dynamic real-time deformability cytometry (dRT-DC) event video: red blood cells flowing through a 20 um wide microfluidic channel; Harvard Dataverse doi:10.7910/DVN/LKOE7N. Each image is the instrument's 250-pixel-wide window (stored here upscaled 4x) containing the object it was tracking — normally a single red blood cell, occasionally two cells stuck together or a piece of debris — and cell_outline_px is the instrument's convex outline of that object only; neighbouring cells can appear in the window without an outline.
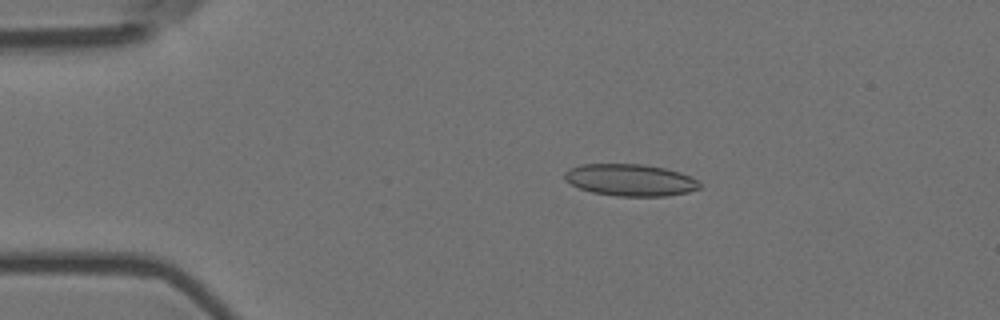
{"species": "Egyptian fruit bat (a non-hibernating species)", "species_latin": "Rousettus aegyptiacus", "temperature_condition": "room temperature", "stored_images_in_passage": 6, "camera_frame_rate_fps": 3000, "um_per_image_px": 0.085, "animal": {"sex": "female"}, "frame": {"image": 1, "passage_image": 2, "time_ms": 0.333, "image_size_px": [1000, 320], "cell_outline_px": [[700, 188], [688, 192], [664, 196], [616, 196], [592, 192], [580, 188], [564, 180], [564, 172], [568, 168], [580, 164], [644, 164], [664, 168], [680, 172], [696, 180], [700, 184]], "centroid_in_image_um": [53.53, 15.29], "position_along_channel_um": 31.5, "area_um2": 25.09}}
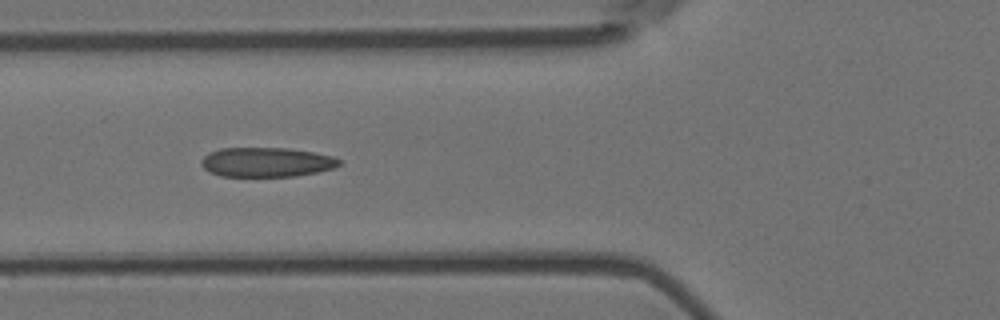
{"frame": {"image": 2, "passage_image": 5, "time_ms": 1.333, "image_size_px": [1000, 320], "cell_outline_px": [[340, 164], [332, 168], [316, 172], [296, 176], [220, 176], [208, 172], [200, 164], [200, 160], [208, 152], [220, 148], [288, 148], [312, 152], [332, 156], [340, 160]], "centroid_in_image_um": [22.58, 13.78], "position_along_channel_um": 103.2, "area_um2": 23.7}}
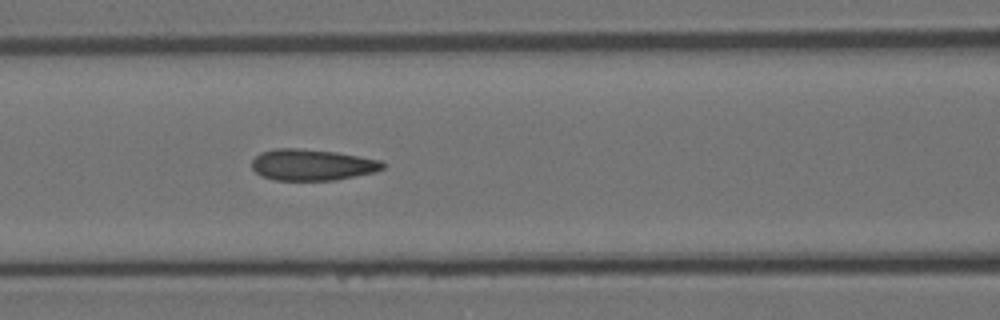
{"frame": {"image": 3, "passage_image": 6, "time_ms": 1.667, "image_size_px": [1000, 320], "cell_outline_px": [[388, 164], [384, 168], [376, 172], [336, 180], [272, 180], [260, 176], [252, 168], [252, 160], [260, 152], [276, 148], [300, 148], [336, 152], [380, 160]], "centroid_in_image_um": [26.53, 14.01], "position_along_channel_um": 140.1, "area_um2": 24.1}}